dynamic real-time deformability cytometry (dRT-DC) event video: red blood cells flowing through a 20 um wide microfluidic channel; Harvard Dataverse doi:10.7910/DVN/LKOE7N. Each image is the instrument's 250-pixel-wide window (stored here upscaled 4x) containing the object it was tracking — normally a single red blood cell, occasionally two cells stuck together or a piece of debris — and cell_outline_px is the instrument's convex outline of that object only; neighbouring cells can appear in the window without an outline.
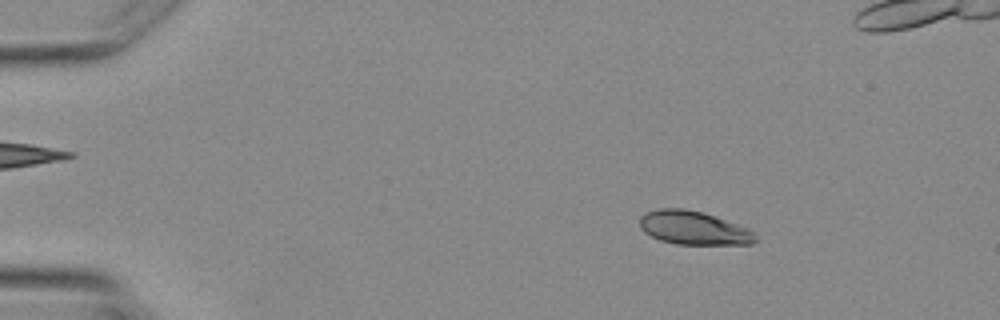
{"species": "Egyptian fruit bat (a non-hibernating species)", "species_latin": "Rousettus aegyptiacus", "temperature_condition": "warm", "stored_images_in_passage": 4, "camera_frame_rate_fps": 3000, "um_per_image_px": 0.085, "animal": {"sex": "female"}, "frame": {"image": 1, "passage_image": 1, "time_ms": 0.0, "image_size_px": [1000, 320], "cell_outline_px": [[756, 240], [752, 244], [676, 244], [660, 240], [644, 232], [640, 228], [640, 216], [644, 212], [660, 208], [684, 208], [700, 212], [748, 228], [756, 232]], "centroid_in_image_um": [58.93, 19.37], "position_along_channel_um": 26.1, "area_um2": 22.48}}
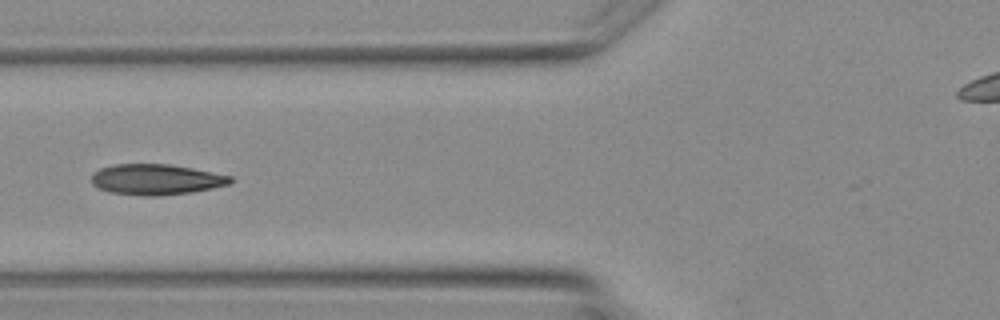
{"frame": {"image": 2, "passage_image": 4, "time_ms": 3.333, "image_size_px": [1000, 320], "cell_outline_px": [[232, 180], [228, 184], [212, 188], [192, 192], [156, 196], [144, 196], [108, 192], [92, 184], [92, 172], [100, 168], [116, 164], [168, 164], [192, 168], [232, 176]], "centroid_in_image_um": [13.24, 15.25], "position_along_channel_um": 112.6, "area_um2": 24.74}}